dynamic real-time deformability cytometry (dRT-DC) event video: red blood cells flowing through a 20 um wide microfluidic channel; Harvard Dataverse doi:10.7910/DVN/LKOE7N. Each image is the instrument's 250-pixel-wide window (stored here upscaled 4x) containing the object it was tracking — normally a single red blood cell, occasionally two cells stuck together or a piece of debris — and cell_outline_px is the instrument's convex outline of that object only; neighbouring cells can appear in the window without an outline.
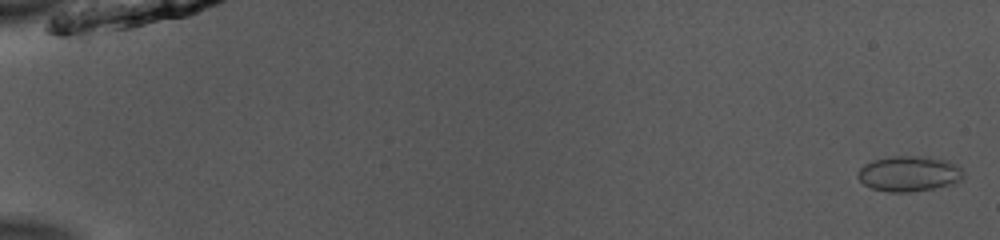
{"species": "common noctule bat (a hibernating species)", "species_latin": "Nyctalus noctula", "temperature_condition": "room temperature", "stored_images_in_passage": 52, "camera_frame_rate_fps": 3000, "um_per_image_px": 0.085, "animal": {"sex": "male", "body_mass_g": 13.0, "forearm_length_mm": 53.1}, "frame": {"image": 1, "passage_image": 1, "time_ms": 0.0, "image_size_px": [1000, 240], "cell_outline_px": [[964, 176], [956, 184], [908, 192], [888, 192], [872, 188], [864, 184], [856, 176], [860, 168], [864, 164], [872, 160], [896, 156], [924, 156], [948, 160], [956, 164], [964, 172]], "centroid_in_image_um": [77.29, 14.76], "position_along_channel_um": 7.7, "area_um2": 21.91}}
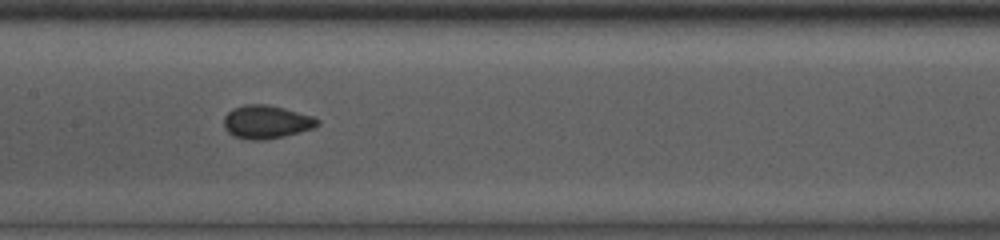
{"frame": {"image": 2, "passage_image": 27, "time_ms": 8.667, "image_size_px": [1000, 240], "cell_outline_px": [[320, 124], [312, 128], [284, 136], [264, 140], [248, 140], [232, 136], [224, 128], [224, 116], [232, 108], [244, 104], [268, 104], [284, 108], [312, 116], [320, 120]], "centroid_in_image_um": [22.6, 10.36], "position_along_channel_um": 184.8, "area_um2": 18.26}}
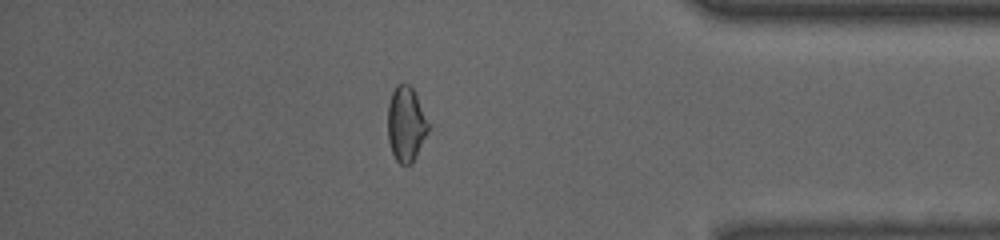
{"frame": {"image": 3, "passage_image": 45, "time_ms": 14.667, "image_size_px": [1000, 240], "cell_outline_px": [[428, 132], [412, 164], [400, 164], [396, 160], [392, 152], [388, 140], [388, 104], [392, 92], [396, 84], [408, 84], [412, 88], [416, 96], [428, 124]], "centroid_in_image_um": [34.48, 10.57], "position_along_channel_um": 400.7, "area_um2": 17.4}, "authors_computed_cell_mechanics": {"area_um2": 17.918, "velocity_mm_per_s": 3.9621, "shape_relaxation_time_tau1_ms": 3.0459, "shape_relaxation_time_tau2_ms": 1.0264, "deformation_change_tau1": 0.074, "deformation_change_tau2": 0.0387}}